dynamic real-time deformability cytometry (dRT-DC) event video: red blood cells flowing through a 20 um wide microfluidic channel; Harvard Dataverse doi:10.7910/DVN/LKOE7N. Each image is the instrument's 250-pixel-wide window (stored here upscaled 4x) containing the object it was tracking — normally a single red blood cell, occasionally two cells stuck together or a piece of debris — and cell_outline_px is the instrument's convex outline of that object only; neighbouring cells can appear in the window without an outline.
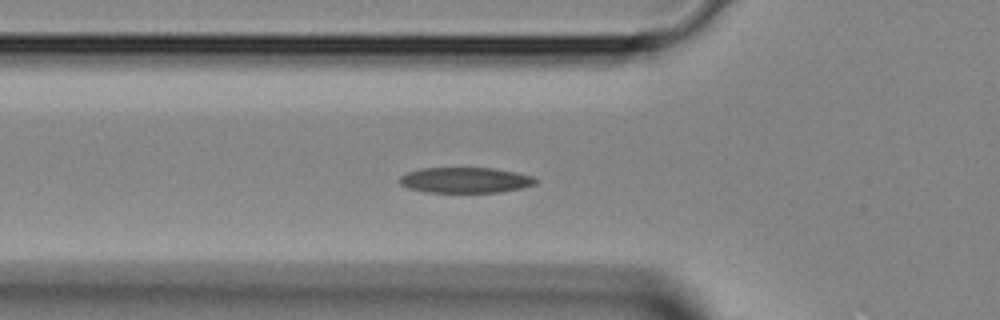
{"species": "Egyptian fruit bat (a non-hibernating species)", "species_latin": "Rousettus aegyptiacus", "temperature_condition": "room temperature", "stored_images_in_passage": 37, "camera_frame_rate_fps": 3000, "um_per_image_px": 0.085, "animal": {"sex": "female"}, "frame": {"image": 1, "passage_image": 14, "time_ms": 4.333, "image_size_px": [1000, 320], "cell_outline_px": [[536, 184], [524, 188], [500, 192], [428, 192], [408, 188], [400, 184], [400, 176], [408, 172], [420, 168], [492, 168], [516, 172], [532, 176], [536, 180]], "centroid_in_image_um": [39.56, 15.31], "position_along_channel_um": 86.2, "area_um2": 20.23}}
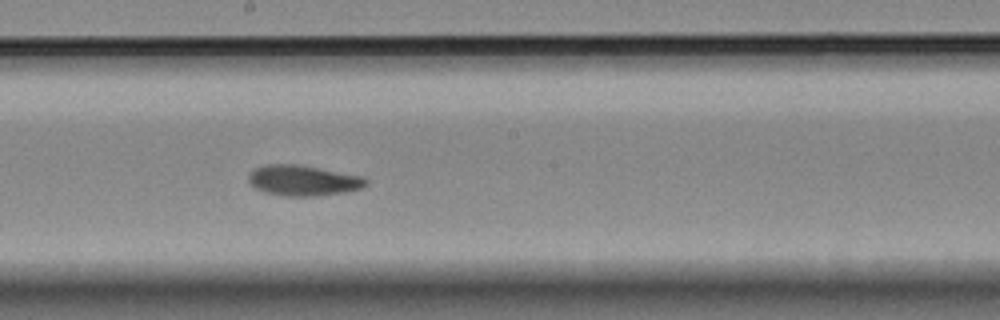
{"frame": {"image": 2, "passage_image": 23, "time_ms": 7.333, "image_size_px": [1000, 320], "cell_outline_px": [[368, 184], [360, 188], [344, 192], [316, 196], [284, 196], [264, 192], [256, 188], [248, 180], [248, 176], [256, 168], [264, 164], [296, 164], [364, 176], [368, 180]], "centroid_in_image_um": [25.78, 15.34], "position_along_channel_um": 222.4, "area_um2": 20.81}}
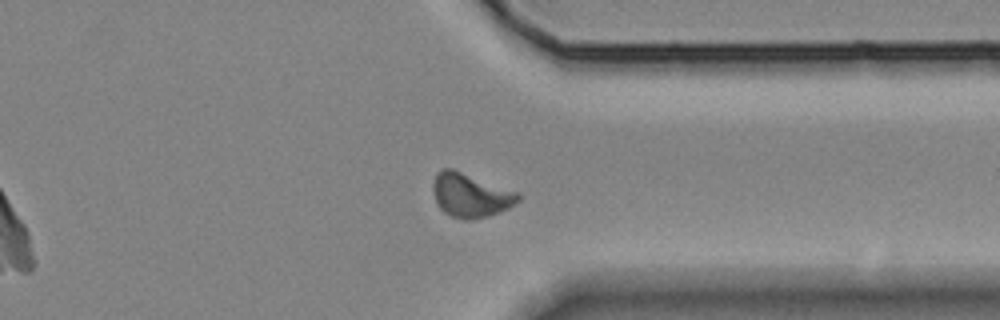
{"frame": {"image": 3, "passage_image": 33, "time_ms": 10.667, "image_size_px": [1000, 320], "cell_outline_px": [[520, 200], [508, 208], [488, 216], [468, 220], [464, 220], [452, 216], [444, 212], [436, 204], [432, 192], [432, 184], [436, 172], [440, 168], [452, 168], [520, 192]], "centroid_in_image_um": [39.97, 16.57], "position_along_channel_um": 371.4, "area_um2": 22.14}}